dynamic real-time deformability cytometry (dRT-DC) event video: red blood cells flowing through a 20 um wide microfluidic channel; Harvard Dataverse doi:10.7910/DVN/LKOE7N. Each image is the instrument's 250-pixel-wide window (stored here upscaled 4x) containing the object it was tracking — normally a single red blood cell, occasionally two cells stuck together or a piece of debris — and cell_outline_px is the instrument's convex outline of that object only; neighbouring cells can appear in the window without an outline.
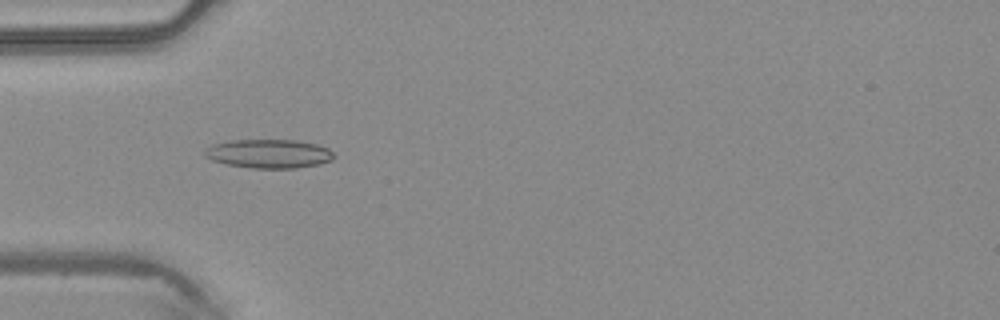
{"species": "common noctule bat (a hibernating species)", "species_latin": "Nyctalus noctula", "temperature_condition": "warm", "stored_images_in_passage": 47, "camera_frame_rate_fps": 3000, "um_per_image_px": 0.085, "animal": {"sex": "male", "body_mass_g": 20.4}, "frame": {"image": 1, "passage_image": 15, "time_ms": 4.667, "image_size_px": [1000, 320], "cell_outline_px": [[336, 156], [332, 160], [320, 164], [296, 168], [252, 168], [228, 164], [212, 160], [204, 156], [204, 148], [212, 144], [228, 140], [296, 140], [316, 144], [328, 148]], "centroid_in_image_um": [22.84, 13.06], "position_along_channel_um": 62.2, "area_um2": 21.85}}
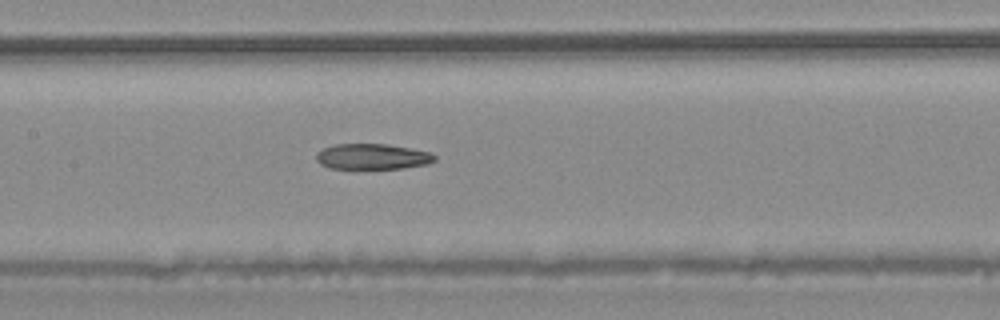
{"frame": {"image": 2, "passage_image": 23, "time_ms": 7.333, "image_size_px": [1000, 320], "cell_outline_px": [[436, 160], [428, 164], [404, 168], [328, 168], [320, 164], [316, 160], [316, 152], [324, 148], [336, 144], [388, 144], [412, 148], [428, 152], [436, 156]], "centroid_in_image_um": [31.65, 13.3], "position_along_channel_um": 175.7, "area_um2": 17.69}}
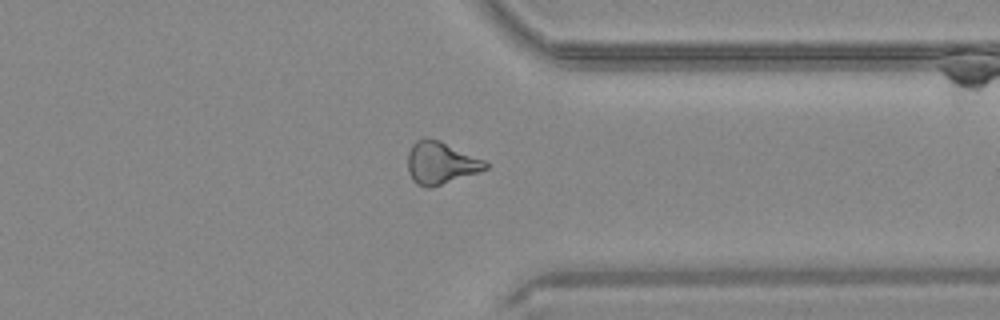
{"frame": {"image": 3, "passage_image": 37, "time_ms": 12.0, "image_size_px": [1000, 320], "cell_outline_px": [[488, 168], [428, 188], [416, 184], [412, 180], [408, 172], [408, 152], [412, 144], [416, 140], [424, 136], [440, 140], [484, 160], [488, 164]], "centroid_in_image_um": [37.4, 13.81], "position_along_channel_um": 374.0, "area_um2": 18.96}}